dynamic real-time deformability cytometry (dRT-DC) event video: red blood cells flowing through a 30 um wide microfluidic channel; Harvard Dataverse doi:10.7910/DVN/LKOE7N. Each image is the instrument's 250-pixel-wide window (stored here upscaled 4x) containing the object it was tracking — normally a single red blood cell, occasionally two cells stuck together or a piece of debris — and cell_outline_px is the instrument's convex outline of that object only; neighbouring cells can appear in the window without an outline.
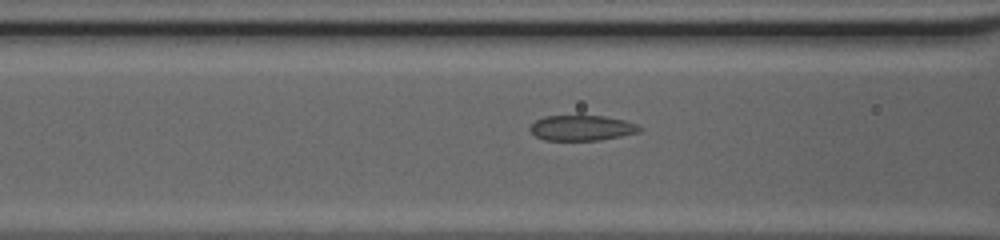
{"species": "common noctule bat (a hibernating species)", "species_latin": "Nyctalus noctula", "temperature_condition": "cold", "stored_images_in_passage": 42, "camera_frame_rate_fps": 3000, "um_per_image_px": 0.085, "animal": {"sex": "female", "body_mass_g": 20.0, "forearm_length_mm": 54.0}, "frame": {"image": 1, "passage_image": 22, "time_ms": 7.0, "image_size_px": [1000, 240], "cell_outline_px": [[644, 128], [640, 132], [600, 140], [544, 140], [536, 136], [528, 128], [536, 120], [544, 116], [604, 116], [624, 120], [636, 124]], "centroid_in_image_um": [49.47, 10.87], "position_along_channel_um": 117.1, "area_um2": 16.13}}
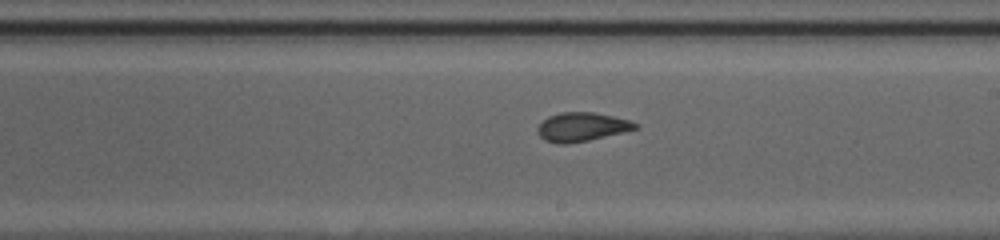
{"frame": {"image": 2, "passage_image": 31, "time_ms": 10.0, "image_size_px": [1000, 240], "cell_outline_px": [[640, 128], [588, 140], [564, 144], [560, 144], [544, 140], [540, 136], [536, 128], [548, 116], [560, 112], [592, 112], [612, 116], [628, 120], [640, 124]], "centroid_in_image_um": [49.45, 10.78], "position_along_channel_um": 239.5, "area_um2": 16.3}}
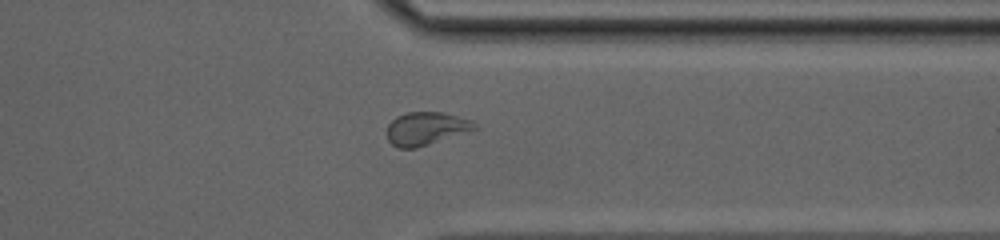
{"frame": {"image": 3, "passage_image": 41, "time_ms": 13.333, "image_size_px": [1000, 240], "cell_outline_px": [[480, 128], [416, 148], [396, 148], [388, 140], [388, 124], [396, 116], [408, 112], [444, 112], [472, 120]], "centroid_in_image_um": [36.23, 10.92], "position_along_channel_um": 375.2, "area_um2": 16.94}}